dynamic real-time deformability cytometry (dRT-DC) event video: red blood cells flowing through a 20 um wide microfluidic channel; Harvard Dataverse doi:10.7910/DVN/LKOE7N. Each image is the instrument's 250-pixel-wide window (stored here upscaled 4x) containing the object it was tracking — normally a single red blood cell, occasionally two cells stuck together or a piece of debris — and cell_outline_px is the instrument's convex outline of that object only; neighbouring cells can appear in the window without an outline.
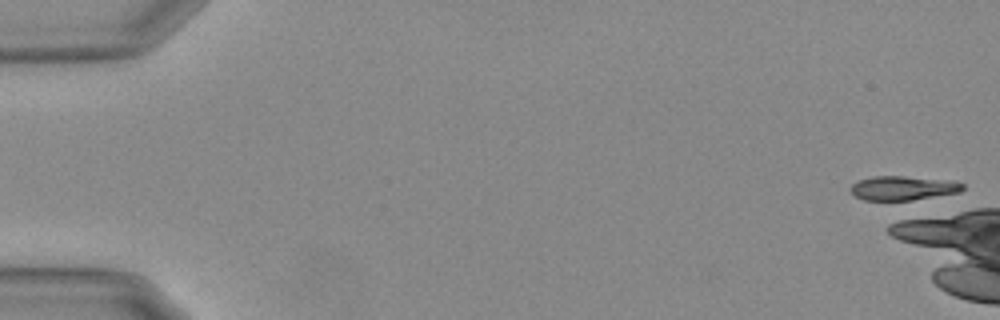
{"species": "Egyptian fruit bat (a non-hibernating species)", "species_latin": "Rousettus aegyptiacus", "temperature_condition": "warm", "stored_images_in_passage": 2, "camera_frame_rate_fps": 3000, "um_per_image_px": 0.085, "animal": {"sex": "female"}, "frame": {"image": 1, "passage_image": 1, "time_ms": 0.0, "image_size_px": [1000, 320], "cell_outline_px": [[964, 188], [960, 192], [904, 204], [900, 204], [864, 200], [856, 196], [852, 192], [852, 184], [860, 180], [872, 176], [904, 176], [952, 180], [964, 184]], "centroid_in_image_um": [76.81, 16.05], "position_along_channel_um": 8.2, "area_um2": 16.94}}